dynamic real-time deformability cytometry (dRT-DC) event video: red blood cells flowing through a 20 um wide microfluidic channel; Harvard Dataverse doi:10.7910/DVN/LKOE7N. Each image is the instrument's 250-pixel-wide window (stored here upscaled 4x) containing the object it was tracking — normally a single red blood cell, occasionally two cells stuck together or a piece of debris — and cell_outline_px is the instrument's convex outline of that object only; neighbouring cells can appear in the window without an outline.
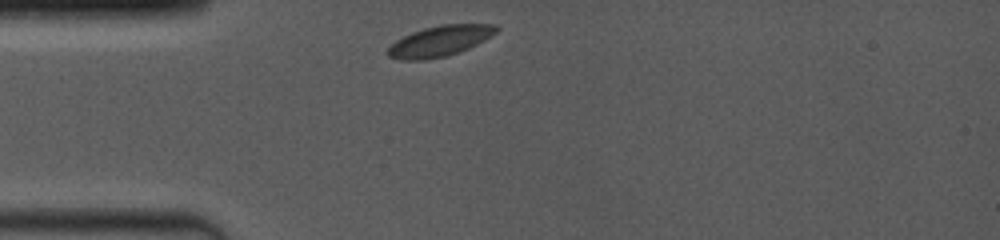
{"species": "common noctule bat (a hibernating species)", "species_latin": "Nyctalus noctula", "temperature_condition": "room temperature", "stored_images_in_passage": 31, "camera_frame_rate_fps": 4000, "um_per_image_px": 0.085, "animal": {"sex": "female", "body_mass_g": 19.0, "forearm_length_mm": 53.3}, "frame": {"image": 1, "passage_image": 1, "time_ms": 0.0, "image_size_px": [1000, 240], "cell_outline_px": [[500, 28], [492, 36], [468, 48], [444, 56], [424, 60], [400, 60], [388, 56], [384, 52], [396, 40], [412, 32], [424, 28], [440, 24], [496, 24]], "centroid_in_image_um": [37.37, 3.48], "position_along_channel_um": 47.6, "area_um2": 19.31}}
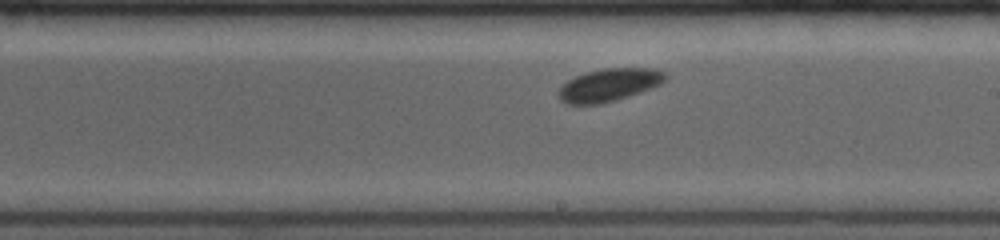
{"frame": {"image": 2, "passage_image": 18, "time_ms": 5.25, "image_size_px": [1000, 240], "cell_outline_px": [[668, 76], [660, 84], [628, 96], [616, 100], [600, 104], [568, 104], [560, 100], [560, 88], [568, 80], [584, 72], [604, 68], [656, 68], [664, 72]], "centroid_in_image_um": [51.78, 7.21], "position_along_channel_um": 237.2, "area_um2": 20.17}}
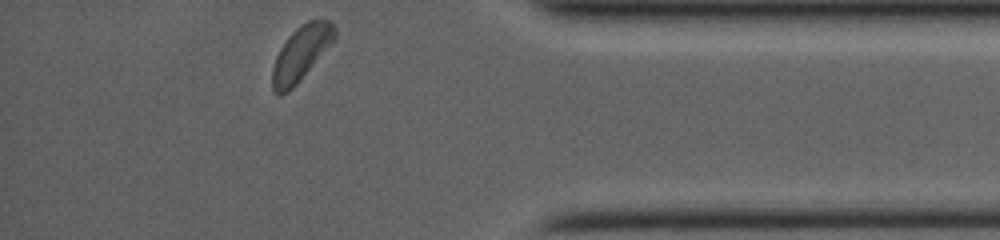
{"frame": {"image": 3, "passage_image": 31, "time_ms": 10.0, "image_size_px": [1000, 240], "cell_outline_px": [[336, 40], [300, 80], [288, 92], [280, 96], [272, 92], [272, 68], [276, 56], [280, 48], [288, 36], [300, 24], [308, 20], [332, 20], [336, 28]], "centroid_in_image_um": [25.6, 4.53], "position_along_channel_um": 409.6, "area_um2": 20.17}, "authors_computed_cell_mechanics": {"area_um2": 19.8254, "velocity_mm_per_s": 3.9014, "shape_relaxation_time_tau1_ms": 0.5924, "shape_relaxation_time_tau2_ms": null, "deformation_change_tau1": 0.0385, "deformation_change_tau2": null}}